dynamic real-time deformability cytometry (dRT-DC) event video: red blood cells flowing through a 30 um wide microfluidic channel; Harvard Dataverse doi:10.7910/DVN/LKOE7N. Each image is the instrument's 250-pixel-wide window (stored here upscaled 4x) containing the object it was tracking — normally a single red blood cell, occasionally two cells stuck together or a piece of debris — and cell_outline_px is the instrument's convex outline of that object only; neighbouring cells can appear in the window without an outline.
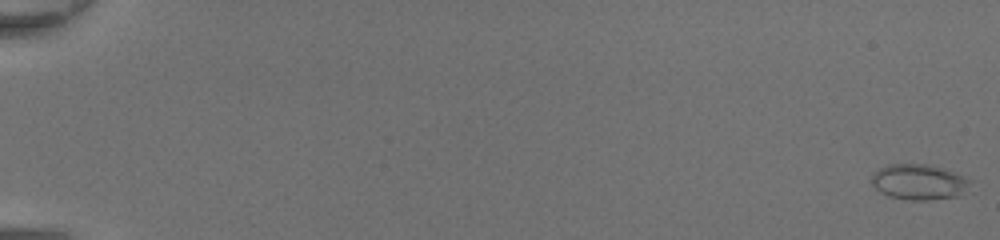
{"species": "common noctule bat (a hibernating species)", "species_latin": "Nyctalus noctula", "temperature_condition": "room temperature", "stored_images_in_passage": 50, "camera_frame_rate_fps": 3000, "um_per_image_px": 0.085, "animal": {"sex": "female", "body_mass_g": 20.0, "forearm_length_mm": 54.0}, "frame": {"image": 1, "passage_image": 1, "time_ms": 0.0, "image_size_px": [1000, 240], "cell_outline_px": [[968, 180], [956, 196], [928, 200], [908, 200], [888, 196], [880, 192], [872, 184], [872, 172], [888, 164], [924, 164], [940, 168], [952, 172]], "centroid_in_image_um": [77.94, 15.46], "position_along_channel_um": 7.1, "area_um2": 19.59}}
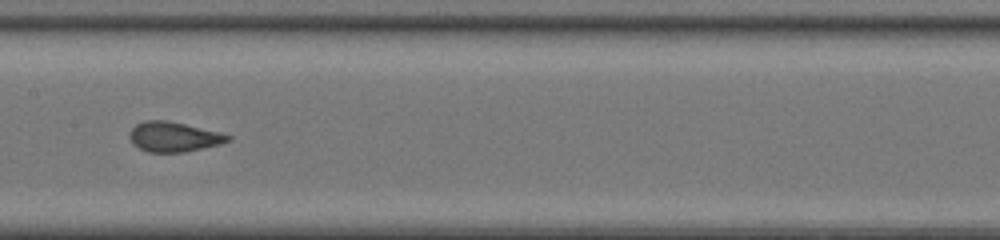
{"frame": {"image": 2, "passage_image": 28, "time_ms": 9.0, "image_size_px": [1000, 240], "cell_outline_px": [[232, 140], [220, 144], [184, 152], [148, 152], [132, 144], [128, 136], [128, 132], [136, 124], [144, 120], [168, 120], [220, 132], [232, 136]], "centroid_in_image_um": [14.75, 11.62], "position_along_channel_um": 192.7, "area_um2": 17.28}}
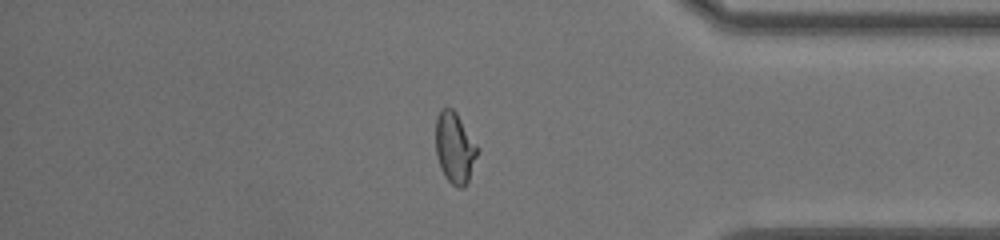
{"frame": {"image": 3, "passage_image": 43, "time_ms": 14.0, "image_size_px": [1000, 240], "cell_outline_px": [[476, 156], [468, 180], [464, 188], [456, 188], [444, 176], [440, 168], [436, 152], [436, 116], [440, 108], [452, 108], [456, 112], [476, 144]], "centroid_in_image_um": [38.61, 12.56], "position_along_channel_um": 396.6, "area_um2": 16.99}}